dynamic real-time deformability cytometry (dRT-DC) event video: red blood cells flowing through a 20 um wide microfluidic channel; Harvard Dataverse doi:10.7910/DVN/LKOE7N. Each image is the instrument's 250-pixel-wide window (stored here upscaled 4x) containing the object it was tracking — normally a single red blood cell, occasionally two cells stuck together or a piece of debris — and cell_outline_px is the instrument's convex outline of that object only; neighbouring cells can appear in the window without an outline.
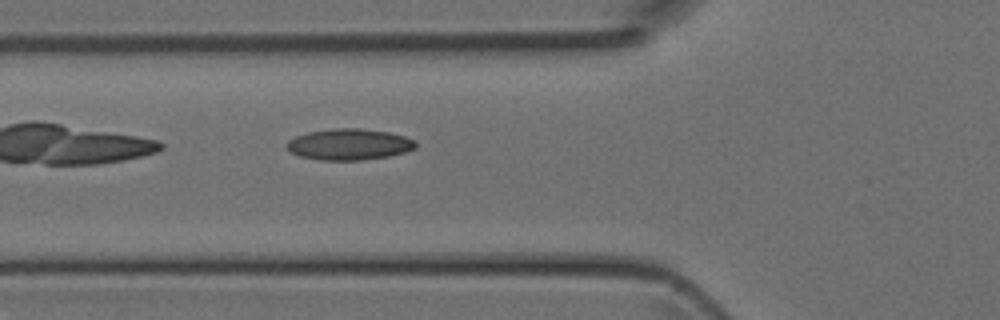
{"species": "Egyptian fruit bat (a non-hibernating species)", "species_latin": "Rousettus aegyptiacus", "temperature_condition": "room temperature", "stored_images_in_passage": 5, "camera_frame_rate_fps": 3000, "um_per_image_px": 0.085, "animal": {"sex": "female"}, "frame": {"image": 1, "passage_image": 5, "time_ms": 1.333, "image_size_px": [1000, 320], "cell_outline_px": [[416, 148], [404, 152], [388, 156], [360, 160], [320, 160], [300, 156], [292, 152], [284, 144], [288, 140], [296, 136], [308, 132], [332, 128], [360, 128], [388, 132], [404, 136], [416, 140]], "centroid_in_image_um": [29.67, 12.26], "position_along_channel_um": 96.1, "area_um2": 23.41}}